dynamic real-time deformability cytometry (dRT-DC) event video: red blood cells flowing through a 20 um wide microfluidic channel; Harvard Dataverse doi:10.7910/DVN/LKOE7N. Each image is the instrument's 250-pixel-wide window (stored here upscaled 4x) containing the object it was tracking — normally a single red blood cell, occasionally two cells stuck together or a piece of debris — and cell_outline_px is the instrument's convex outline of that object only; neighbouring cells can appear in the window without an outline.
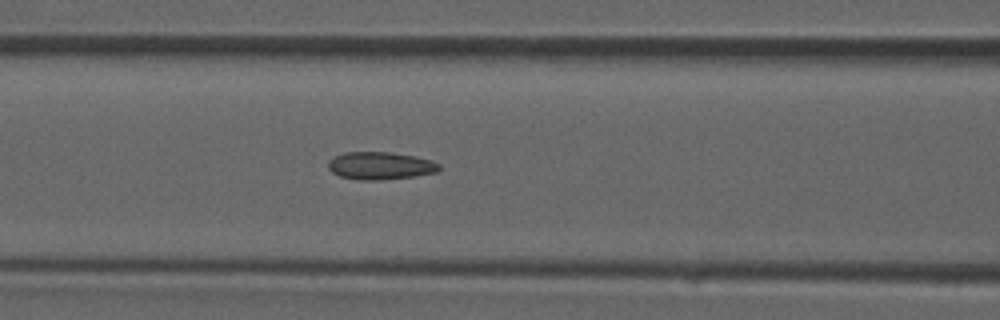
{"species": "common noctule bat (a hibernating species)", "species_latin": "Nyctalus noctula", "temperature_condition": "room temperature", "stored_images_in_passage": 18, "camera_frame_rate_fps": 3000, "um_per_image_px": 0.085, "animal": {"sex": "male", "forearm_length_mm": 52.5}, "frame": {"image": 1, "passage_image": 15, "time_ms": 4.667, "image_size_px": [1000, 320], "cell_outline_px": [[440, 168], [436, 172], [416, 176], [380, 180], [360, 180], [340, 176], [332, 172], [328, 168], [328, 160], [344, 152], [392, 152], [416, 156], [432, 160], [440, 164]], "centroid_in_image_um": [32.34, 14.08], "position_along_channel_um": 134.3, "area_um2": 17.98}}
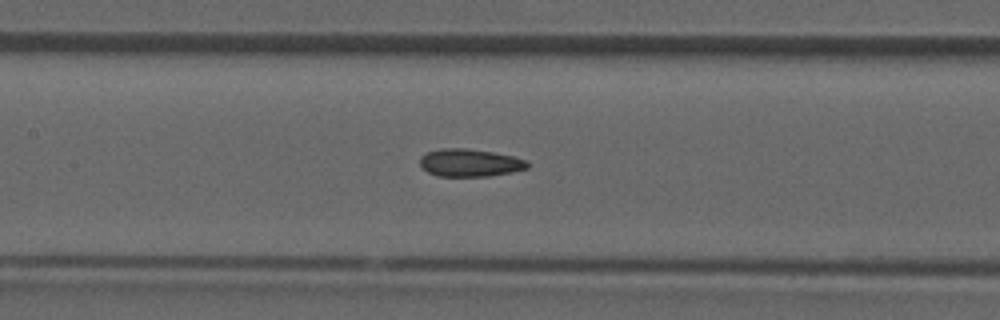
{"frame": {"image": 2, "passage_image": 17, "time_ms": 5.333, "image_size_px": [1000, 320], "cell_outline_px": [[528, 168], [512, 172], [488, 176], [436, 176], [420, 168], [420, 156], [428, 152], [440, 148], [464, 148], [492, 152], [512, 156], [528, 160]], "centroid_in_image_um": [39.91, 13.84], "position_along_channel_um": 167.5, "area_um2": 17.4}}